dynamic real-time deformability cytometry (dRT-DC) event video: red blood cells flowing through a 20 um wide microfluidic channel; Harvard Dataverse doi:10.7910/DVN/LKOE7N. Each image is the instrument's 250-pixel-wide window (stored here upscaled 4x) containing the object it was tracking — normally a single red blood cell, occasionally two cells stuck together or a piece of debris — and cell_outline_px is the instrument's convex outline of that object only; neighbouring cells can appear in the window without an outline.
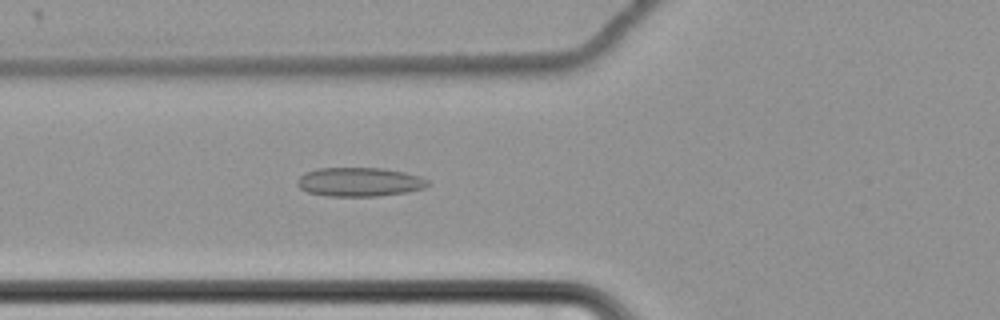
{"species": "common noctule bat (a hibernating species)", "species_latin": "Nyctalus noctula", "temperature_condition": "cold", "stored_images_in_passage": 40, "camera_frame_rate_fps": 3000, "um_per_image_px": 0.085, "animal": {"sex": "female", "body_mass_g": 22.7, "forearm_length_mm": 54.2}, "frame": {"image": 1, "passage_image": 3, "time_ms": 0.667, "image_size_px": [1000, 320], "cell_outline_px": [[428, 184], [424, 188], [404, 192], [376, 196], [328, 196], [308, 192], [300, 188], [296, 184], [296, 180], [300, 176], [316, 168], [384, 168], [404, 172], [420, 176], [428, 180]], "centroid_in_image_um": [30.53, 15.46], "position_along_channel_um": 95.3, "area_um2": 21.91}}
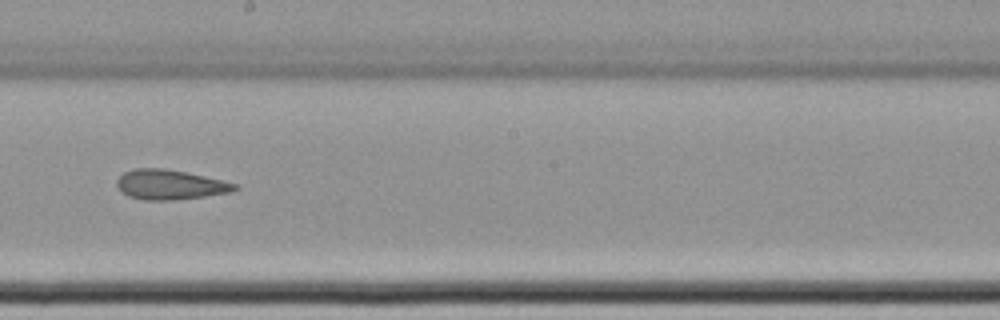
{"frame": {"image": 2, "passage_image": 15, "time_ms": 4.667, "image_size_px": [1000, 320], "cell_outline_px": [[240, 188], [232, 192], [204, 196], [172, 200], [144, 200], [128, 196], [116, 184], [116, 180], [124, 172], [136, 168], [164, 168], [204, 176], [236, 184]], "centroid_in_image_um": [14.45, 15.69], "position_along_channel_um": 233.8, "area_um2": 20.23}}
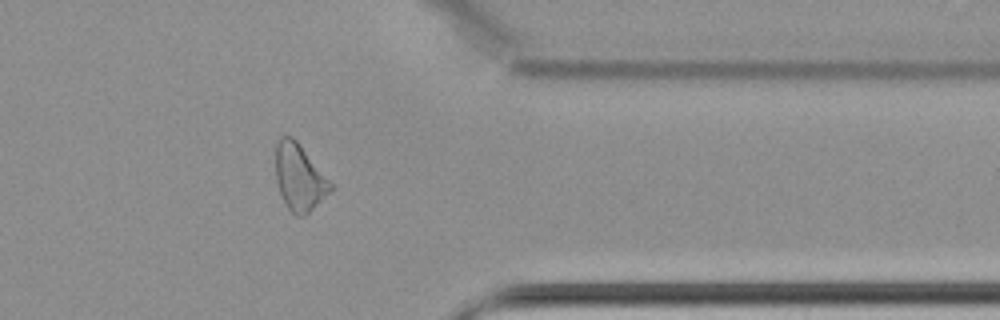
{"frame": {"image": 3, "passage_image": 29, "time_ms": 9.333, "image_size_px": [1000, 320], "cell_outline_px": [[336, 188], [304, 216], [296, 216], [288, 208], [280, 192], [276, 180], [276, 144], [280, 136], [292, 136], [300, 144]], "centroid_in_image_um": [25.47, 15.07], "position_along_channel_um": 385.9, "area_um2": 21.27}, "authors_computed_cell_mechanics": {"area_um2": 20.9814, "velocity_mm_per_s": 3.4627, "shape_relaxation_time_tau1_ms": null, "shape_relaxation_time_tau2_ms": 2.1832, "deformation_change_tau1": null, "deformation_change_tau2": 0.0961}}